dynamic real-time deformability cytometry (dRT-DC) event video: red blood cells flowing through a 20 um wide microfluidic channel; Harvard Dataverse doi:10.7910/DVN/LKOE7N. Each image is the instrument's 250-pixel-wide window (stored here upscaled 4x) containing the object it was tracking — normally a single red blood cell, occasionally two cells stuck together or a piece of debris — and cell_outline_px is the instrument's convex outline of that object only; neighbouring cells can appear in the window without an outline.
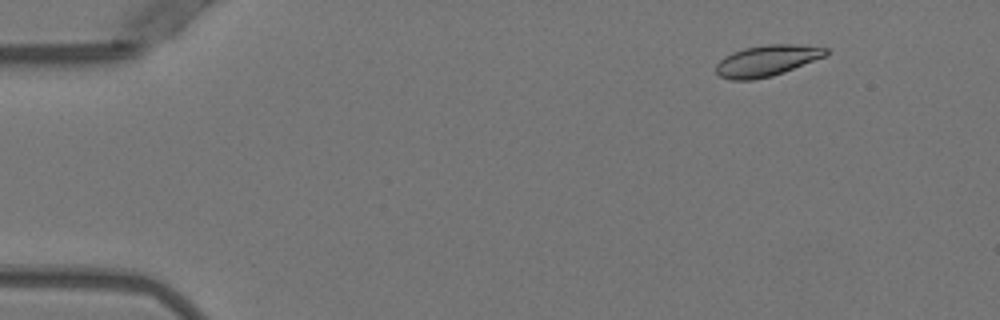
{"species": "Egyptian fruit bat (a non-hibernating species)", "species_latin": "Rousettus aegyptiacus", "temperature_condition": "warm", "stored_images_in_passage": 53, "camera_frame_rate_fps": 3000, "um_per_image_px": 0.085, "animal": {"sex": "female"}, "frame": {"image": 1, "passage_image": 7, "time_ms": 2.0, "image_size_px": [1000, 320], "cell_outline_px": [[828, 52], [824, 56], [784, 72], [772, 76], [752, 80], [732, 80], [720, 76], [716, 72], [716, 64], [724, 56], [732, 52], [744, 48], [768, 44], [792, 44], [828, 48]], "centroid_in_image_um": [65.14, 5.16], "position_along_channel_um": 19.9, "area_um2": 19.71}}
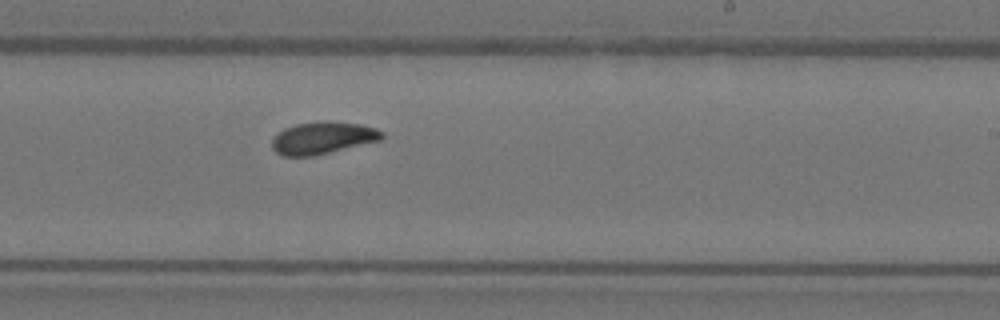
{"frame": {"image": 2, "passage_image": 33, "time_ms": 10.667, "image_size_px": [1000, 320], "cell_outline_px": [[384, 136], [380, 140], [312, 156], [280, 156], [272, 148], [272, 140], [284, 128], [296, 124], [320, 120], [324, 120], [360, 124], [376, 128], [384, 132]], "centroid_in_image_um": [27.43, 11.71], "position_along_channel_um": 261.6, "area_um2": 20.58}}
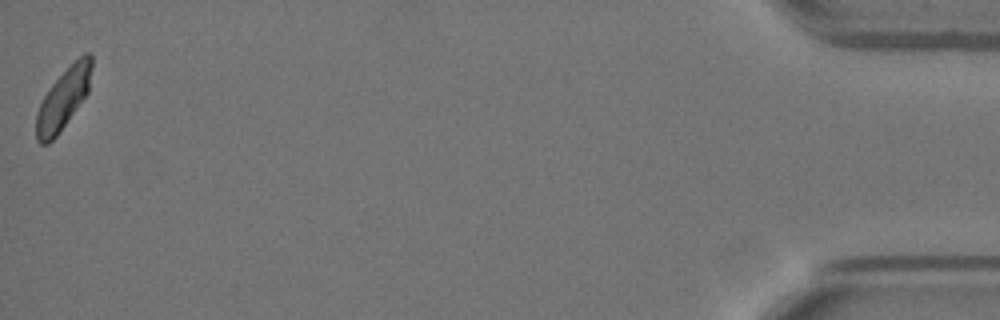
{"frame": {"image": 3, "passage_image": 53, "time_ms": 17.333, "image_size_px": [1000, 320], "cell_outline_px": [[92, 68], [88, 92], [56, 136], [48, 144], [40, 144], [36, 140], [36, 112], [44, 96], [52, 84], [84, 52], [92, 52]], "centroid_in_image_um": [5.38, 8.4], "position_along_channel_um": 429.8, "area_um2": 19.25}, "authors_computed_cell_mechanics": {"area_um2": 20.0566, "velocity_mm_per_s": 3.9158, "shape_relaxation_time_tau1_ms": 7.4347, "shape_relaxation_time_tau2_ms": 2.2615, "deformation_change_tau1": 0.1865, "deformation_change_tau2": 0.0575}}